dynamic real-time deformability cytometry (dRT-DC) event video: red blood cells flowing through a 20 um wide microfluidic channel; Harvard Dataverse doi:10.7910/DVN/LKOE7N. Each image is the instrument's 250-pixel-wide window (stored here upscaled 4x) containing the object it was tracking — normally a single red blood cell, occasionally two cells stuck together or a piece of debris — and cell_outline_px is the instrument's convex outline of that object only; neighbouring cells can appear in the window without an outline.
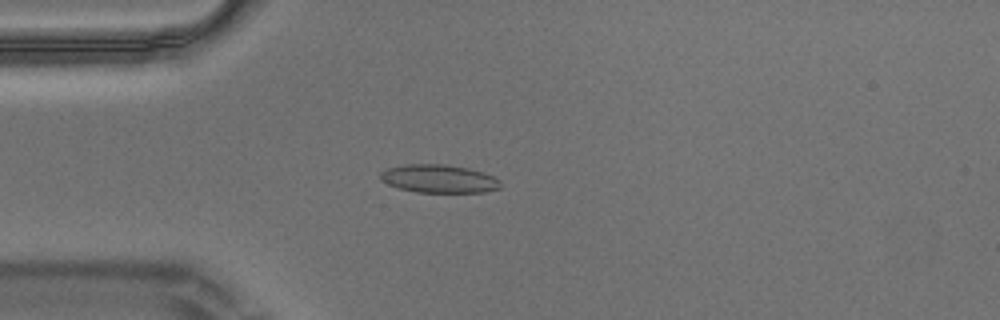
{"species": "Egyptian fruit bat (a non-hibernating species)", "species_latin": "Rousettus aegyptiacus", "temperature_condition": "warm", "stored_images_in_passage": 57, "camera_frame_rate_fps": 3000, "um_per_image_px": 0.085, "animal": {"sex": "male"}, "frame": {"image": 1, "passage_image": 15, "time_ms": 4.667, "image_size_px": [1000, 320], "cell_outline_px": [[500, 188], [484, 192], [416, 192], [400, 188], [388, 184], [380, 180], [380, 172], [384, 168], [404, 164], [444, 164], [468, 168], [484, 172], [500, 180]], "centroid_in_image_um": [37.27, 15.18], "position_along_channel_um": 47.7, "area_um2": 19.83}}
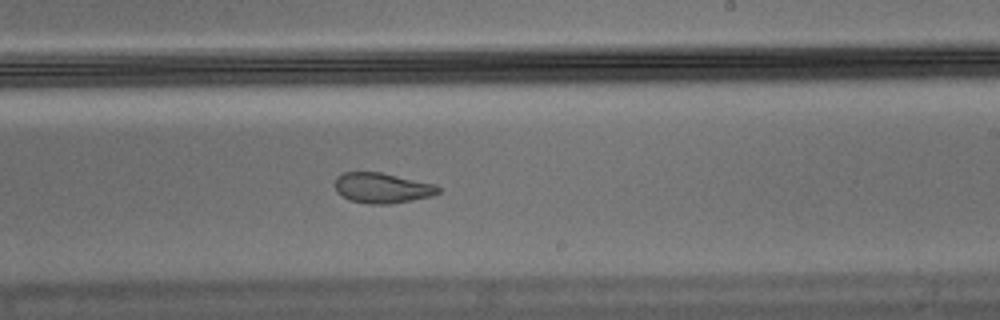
{"frame": {"image": 2, "passage_image": 34, "time_ms": 11.0, "image_size_px": [1000, 320], "cell_outline_px": [[440, 192], [432, 196], [412, 200], [388, 204], [372, 204], [348, 200], [340, 196], [336, 192], [336, 176], [344, 172], [380, 172], [436, 184], [440, 188]], "centroid_in_image_um": [32.48, 15.98], "position_along_channel_um": 256.5, "area_um2": 18.32}}
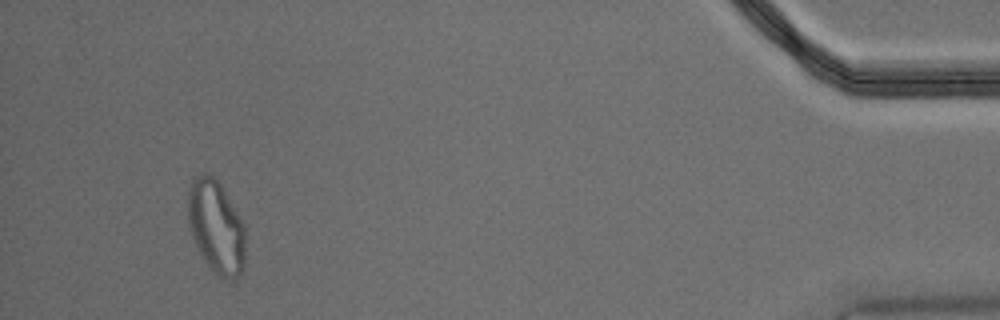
{"frame": {"image": 3, "passage_image": 54, "time_ms": 17.667, "image_size_px": [1000, 320], "cell_outline_px": [[244, 268], [240, 276], [220, 276], [204, 260], [192, 236], [188, 224], [188, 188], [192, 180], [196, 176], [212, 176], [220, 184], [244, 224]], "centroid_in_image_um": [18.36, 19.27], "position_along_channel_um": 416.8, "area_um2": 30.29}, "authors_computed_cell_mechanics": {"area_um2": 19.4786, "velocity_mm_per_s": 3.4754, "shape_relaxation_time_tau1_ms": null, "shape_relaxation_time_tau2_ms": 1.7723, "deformation_change_tau1": null, "deformation_change_tau2": 0.0834}}